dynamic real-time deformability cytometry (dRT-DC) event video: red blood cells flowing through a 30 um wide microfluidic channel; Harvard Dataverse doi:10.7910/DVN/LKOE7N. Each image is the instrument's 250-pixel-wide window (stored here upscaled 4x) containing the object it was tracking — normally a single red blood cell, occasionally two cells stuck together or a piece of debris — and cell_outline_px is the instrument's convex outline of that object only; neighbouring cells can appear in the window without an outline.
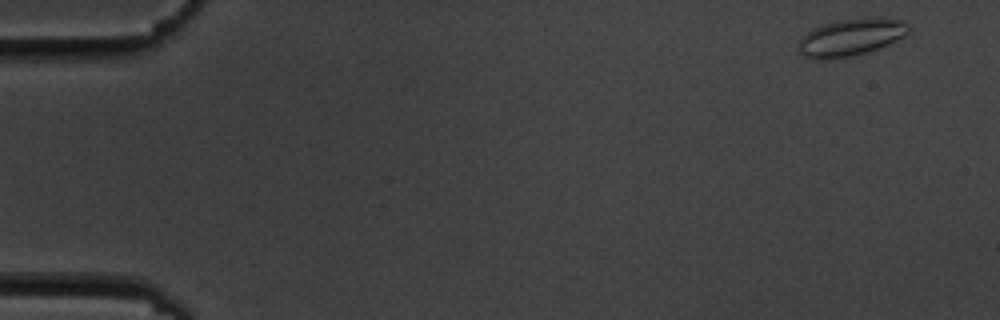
{"species": "common noctule bat (a hibernating species)", "species_latin": "Nyctalus noctula", "temperature_condition": "cold", "stored_images_in_passage": 5, "camera_frame_rate_fps": 3000, "um_per_image_px": 0.085, "animal": {"sex": "male", "body_mass_g": 19.5, "forearm_length_mm": 54.6}, "frame": {"image": 1, "passage_image": 1, "time_ms": 0.0, "image_size_px": [1000, 320], "cell_outline_px": [[912, 28], [904, 36], [888, 44], [864, 52], [848, 56], [820, 60], [816, 60], [804, 56], [796, 48], [796, 44], [812, 28], [824, 24], [840, 20], [868, 16], [876, 16], [900, 20], [908, 24]], "centroid_in_image_um": [72.32, 3.14], "position_along_channel_um": 12.7, "area_um2": 23.87}}
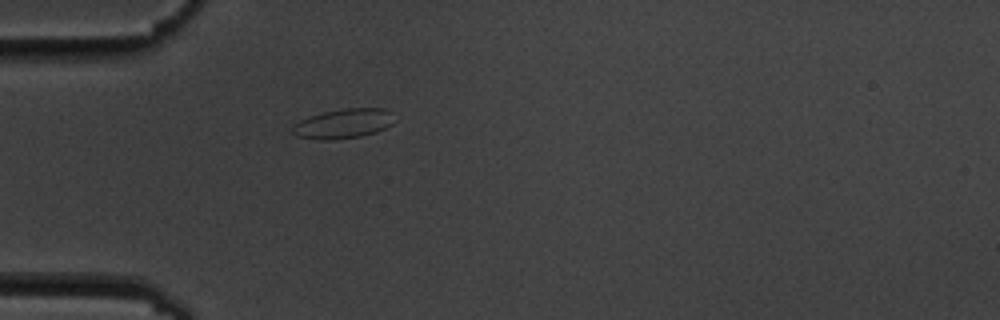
{"frame": {"image": 2, "passage_image": 5, "time_ms": 4.667, "image_size_px": [1000, 320], "cell_outline_px": [[392, 124], [376, 132], [360, 136], [332, 140], [320, 140], [296, 136], [292, 132], [292, 128], [300, 120], [324, 112], [344, 108], [384, 108], [392, 112]], "centroid_in_image_um": [29.19, 10.51], "position_along_channel_um": 55.8, "area_um2": 17.4}}